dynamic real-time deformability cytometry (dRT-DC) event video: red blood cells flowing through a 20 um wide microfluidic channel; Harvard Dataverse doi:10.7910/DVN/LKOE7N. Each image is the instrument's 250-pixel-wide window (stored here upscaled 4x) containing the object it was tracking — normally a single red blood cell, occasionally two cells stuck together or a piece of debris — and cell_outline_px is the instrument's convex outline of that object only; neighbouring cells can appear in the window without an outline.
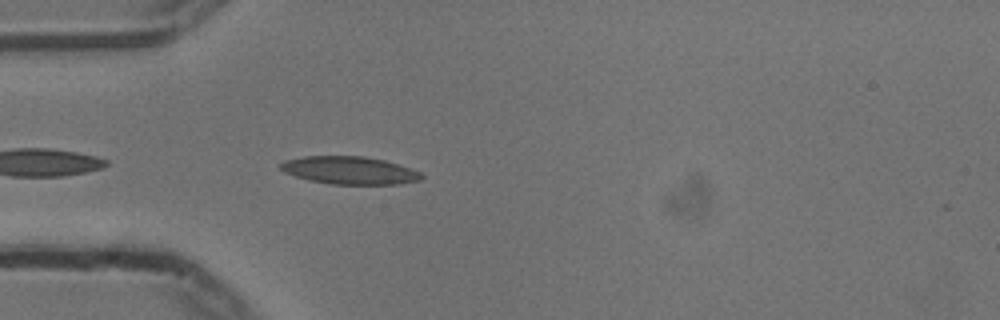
{"species": "common noctule bat (a hibernating species)", "species_latin": "Nyctalus noctula", "temperature_condition": "cold", "stored_images_in_passage": 22, "camera_frame_rate_fps": 3000, "um_per_image_px": 0.085, "animal": {"sex": "male", "body_mass_g": 13.3}, "frame": {"image": 1, "passage_image": 2, "time_ms": 0.333, "image_size_px": [1000, 320], "cell_outline_px": [[424, 176], [420, 180], [396, 184], [328, 184], [308, 180], [284, 172], [280, 168], [280, 164], [284, 160], [304, 156], [364, 156], [384, 160], [420, 172]], "centroid_in_image_um": [29.67, 14.48], "position_along_channel_um": 55.3, "area_um2": 22.66}}
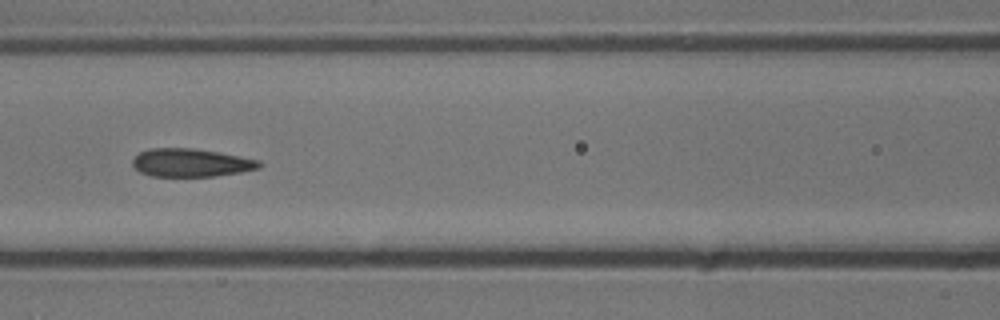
{"frame": {"image": 2, "passage_image": 10, "time_ms": 3.0, "image_size_px": [1000, 320], "cell_outline_px": [[264, 164], [260, 168], [240, 172], [216, 176], [152, 176], [140, 172], [132, 164], [132, 160], [140, 152], [148, 148], [192, 148], [220, 152], [260, 160]], "centroid_in_image_um": [16.27, 13.82], "position_along_channel_um": 150.3, "area_um2": 20.87}}
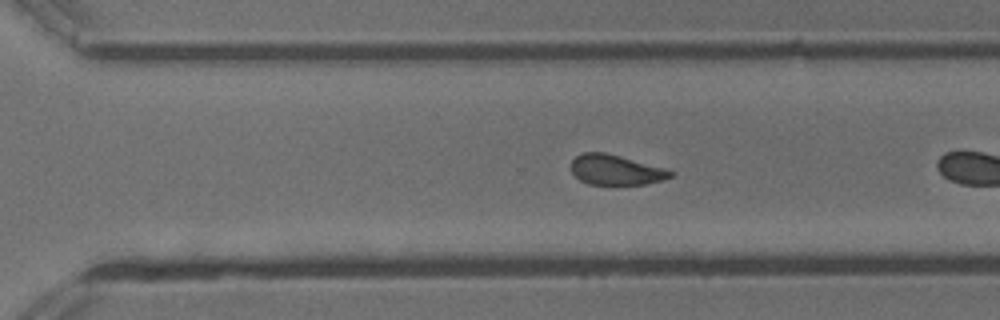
{"frame": {"image": 3, "passage_image": 21, "time_ms": 6.667, "image_size_px": [1000, 320], "cell_outline_px": [[676, 172], [672, 176], [660, 180], [644, 184], [588, 184], [580, 180], [572, 172], [572, 160], [576, 156], [584, 152], [604, 152], [620, 156], [664, 168]], "centroid_in_image_um": [52.33, 14.43], "position_along_channel_um": 318.3, "area_um2": 17.17}}